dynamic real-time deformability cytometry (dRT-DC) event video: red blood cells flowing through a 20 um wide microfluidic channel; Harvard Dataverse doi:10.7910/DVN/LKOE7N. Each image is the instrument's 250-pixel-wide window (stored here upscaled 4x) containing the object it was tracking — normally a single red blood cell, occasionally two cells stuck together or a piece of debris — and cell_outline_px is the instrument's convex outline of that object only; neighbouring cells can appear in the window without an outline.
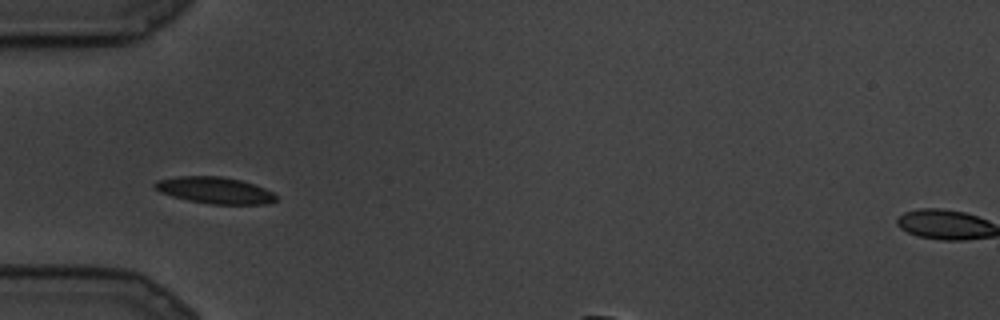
{"species": "common noctule bat (a hibernating species)", "species_latin": "Nyctalus noctula", "temperature_condition": "cold", "stored_images_in_passage": 4, "camera_frame_rate_fps": 3000, "um_per_image_px": 0.085, "animal": {"sex": "male", "body_mass_g": 19.5, "forearm_length_mm": 54.6}, "frame": {"image": 1, "passage_image": 1, "time_ms": 0.0, "image_size_px": [1000, 320], "cell_outline_px": [[276, 200], [268, 204], [208, 204], [188, 200], [172, 196], [160, 192], [152, 184], [156, 180], [176, 176], [220, 176], [240, 180], [264, 188], [272, 192], [276, 196]], "centroid_in_image_um": [18.23, 16.17], "position_along_channel_um": 66.8, "area_um2": 18.73}}
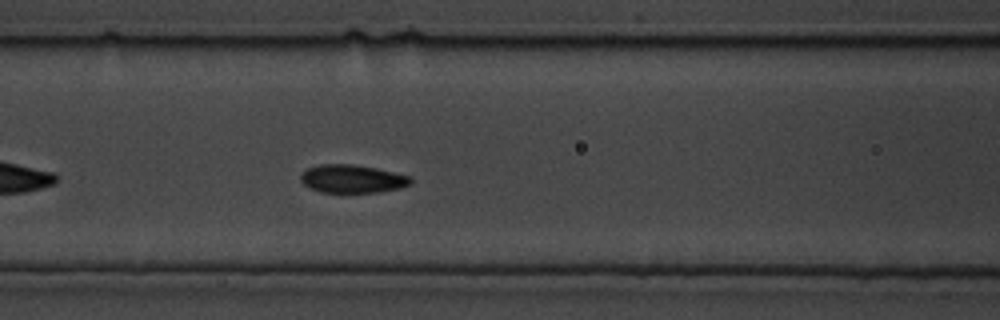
{"frame": {"image": 2, "passage_image": 4, "time_ms": 1.0, "image_size_px": [1000, 320], "cell_outline_px": [[412, 184], [400, 188], [376, 192], [320, 192], [308, 188], [300, 180], [300, 176], [308, 168], [320, 164], [352, 164], [376, 168], [412, 176]], "centroid_in_image_um": [29.96, 15.2], "position_along_channel_um": 136.6, "area_um2": 18.09}}